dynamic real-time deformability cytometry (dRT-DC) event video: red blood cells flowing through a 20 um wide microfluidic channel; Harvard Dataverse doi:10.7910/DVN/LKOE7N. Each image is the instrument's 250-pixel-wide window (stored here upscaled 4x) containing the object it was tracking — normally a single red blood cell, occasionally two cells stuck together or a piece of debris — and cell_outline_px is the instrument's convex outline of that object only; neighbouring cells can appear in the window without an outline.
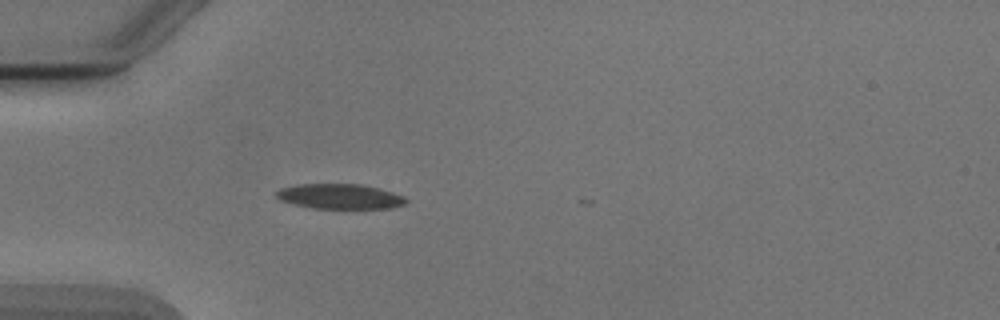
{"species": "Egyptian fruit bat (a non-hibernating species)", "species_latin": "Rousettus aegyptiacus", "temperature_condition": "cold", "stored_images_in_passage": 3, "camera_frame_rate_fps": 3000, "um_per_image_px": 0.085, "animal": {"sex": "male"}, "frame": {"image": 1, "passage_image": 3, "time_ms": 3.0, "image_size_px": [1000, 320], "cell_outline_px": [[408, 200], [404, 204], [392, 208], [312, 208], [292, 204], [280, 200], [276, 196], [276, 192], [280, 188], [300, 184], [360, 184], [392, 192], [404, 196]], "centroid_in_image_um": [28.87, 16.7], "position_along_channel_um": 56.1, "area_um2": 18.79}}